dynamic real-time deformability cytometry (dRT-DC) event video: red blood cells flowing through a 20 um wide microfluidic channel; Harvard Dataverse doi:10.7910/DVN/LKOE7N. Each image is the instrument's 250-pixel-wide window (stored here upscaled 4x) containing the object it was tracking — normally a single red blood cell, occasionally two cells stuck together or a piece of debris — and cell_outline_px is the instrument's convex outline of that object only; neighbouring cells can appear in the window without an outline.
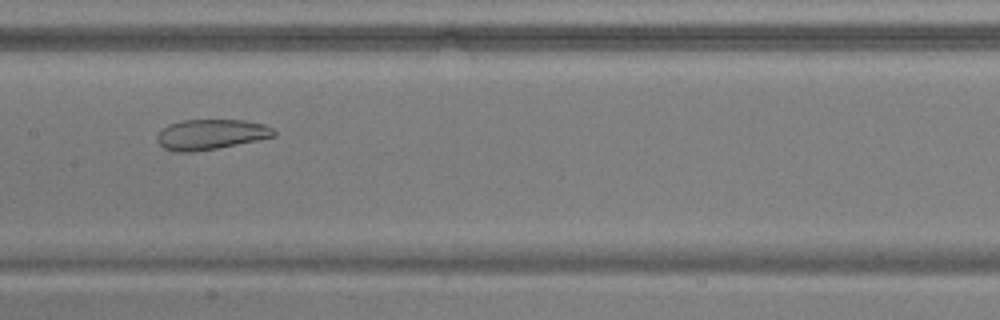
{"species": "common noctule bat (a hibernating species)", "species_latin": "Nyctalus noctula", "temperature_condition": "warm", "stored_images_in_passage": 53, "camera_frame_rate_fps": 3000, "um_per_image_px": 0.085, "animal": {"sex": "male", "body_mass_g": 17.9, "forearm_length_mm": 54.2}, "frame": {"image": 1, "passage_image": 27, "time_ms": 8.667, "image_size_px": [1000, 320], "cell_outline_px": [[276, 136], [216, 148], [192, 152], [176, 152], [164, 148], [156, 140], [156, 136], [168, 124], [184, 120], [244, 120], [264, 124], [272, 128], [276, 132]], "centroid_in_image_um": [17.91, 11.42], "position_along_channel_um": 189.5, "area_um2": 20.4}}
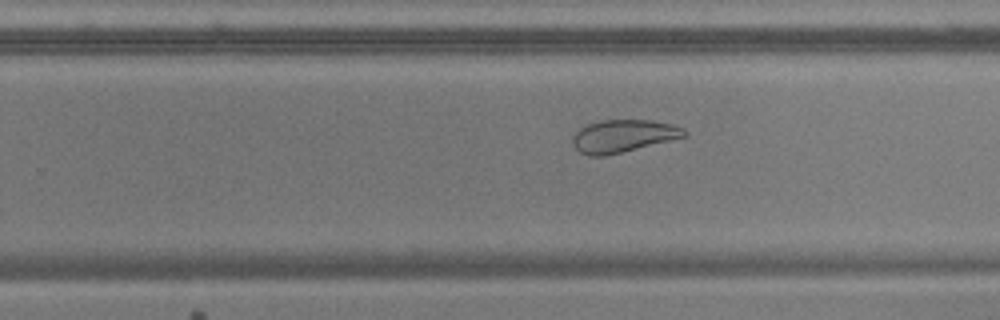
{"frame": {"image": 2, "passage_image": 34, "time_ms": 11.0, "image_size_px": [1000, 320], "cell_outline_px": [[688, 136], [604, 156], [588, 156], [580, 152], [572, 144], [572, 136], [580, 128], [588, 124], [600, 120], [652, 120], [672, 124], [684, 128], [688, 132]], "centroid_in_image_um": [52.98, 11.55], "position_along_channel_um": 276.8, "area_um2": 21.21}}
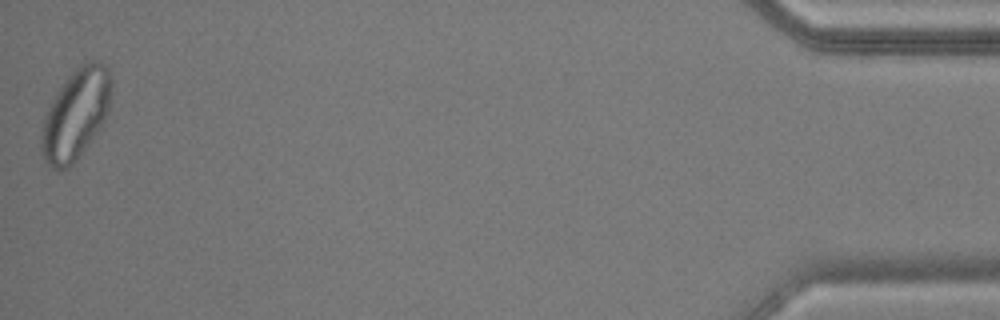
{"frame": {"image": 3, "passage_image": 53, "time_ms": 17.333, "image_size_px": [1000, 320], "cell_outline_px": [[108, 112], [104, 120], [96, 132], [76, 160], [68, 168], [52, 168], [44, 160], [40, 148], [40, 136], [44, 116], [52, 100], [60, 88], [76, 68], [80, 64], [88, 60], [100, 60], [108, 68]], "centroid_in_image_um": [6.38, 9.73], "position_along_channel_um": 428.8, "area_um2": 35.84}, "authors_computed_cell_mechanics": {"area_um2": 29.9982, "velocity_mm_per_s": 3.7639, "shape_relaxation_time_tau1_ms": null, "shape_relaxation_time_tau2_ms": 1.6573, "deformation_change_tau1": null, "deformation_change_tau2": 0.0812}}